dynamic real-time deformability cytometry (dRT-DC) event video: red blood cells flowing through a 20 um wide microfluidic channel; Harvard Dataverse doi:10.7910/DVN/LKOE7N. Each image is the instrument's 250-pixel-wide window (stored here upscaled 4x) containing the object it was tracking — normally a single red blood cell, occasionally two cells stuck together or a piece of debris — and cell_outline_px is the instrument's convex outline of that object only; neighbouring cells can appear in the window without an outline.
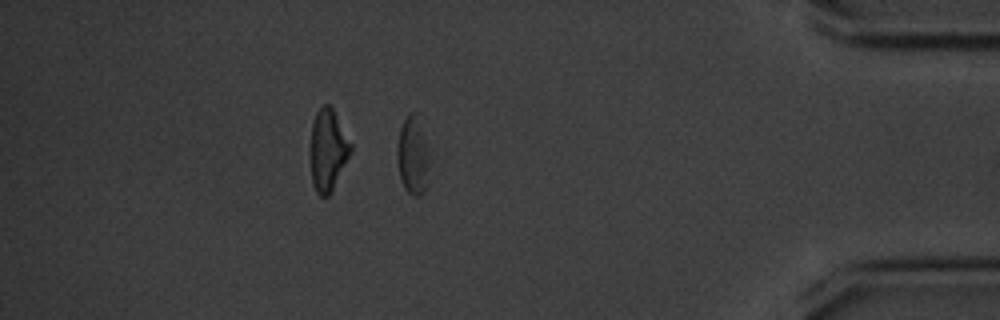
{"species": "common noctule bat (a hibernating species)", "species_latin": "Nyctalus noctula", "temperature_condition": "cold", "stored_images_in_passage": 56, "segment_of_instrument_passage": [2, 2], "camera_frame_rate_fps": 3000, "um_per_image_px": 0.085, "animal": {"sex": "male", "body_mass_g": 20.1, "forearm_length_mm": 53.5}, "frame": {"image": 1, "passage_image": 48, "time_ms": 15.667, "image_size_px": [1000, 320], "cell_outline_px": [[432, 160], [428, 184], [424, 192], [420, 196], [412, 196], [404, 188], [400, 180], [396, 156], [396, 152], [400, 128], [408, 112], [412, 112], [424, 116]], "centroid_in_image_um": [35.19, 13.14], "position_along_channel_um": 400.0, "area_um2": 16.53}}
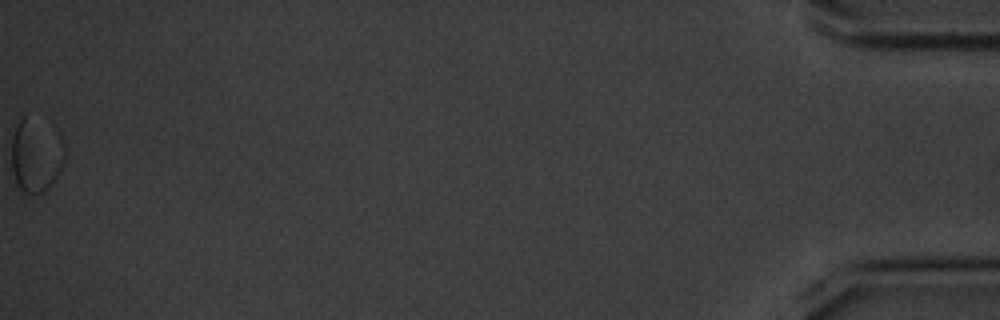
{"frame": {"image": 2, "passage_image": 56, "time_ms": 18.333, "image_size_px": [1000, 320], "cell_outline_px": [[64, 160], [60, 172], [48, 188], [44, 192], [36, 196], [24, 192], [16, 184], [12, 172], [12, 136], [16, 124], [24, 116], [52, 124], [60, 132], [64, 144]], "centroid_in_image_um": [3.08, 13.18], "position_along_channel_um": 432.1, "area_um2": 23.58}}